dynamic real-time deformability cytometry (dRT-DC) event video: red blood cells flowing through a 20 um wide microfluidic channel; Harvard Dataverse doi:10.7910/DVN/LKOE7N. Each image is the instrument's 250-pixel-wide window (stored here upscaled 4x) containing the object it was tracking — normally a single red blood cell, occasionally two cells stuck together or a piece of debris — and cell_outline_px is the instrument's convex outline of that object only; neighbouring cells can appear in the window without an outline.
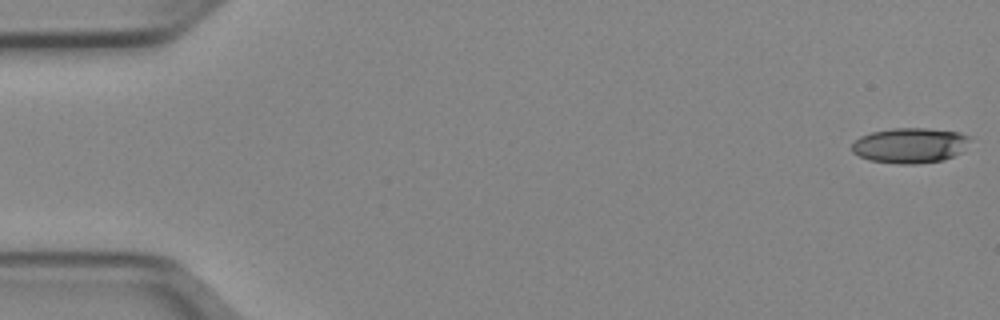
{"species": "Egyptian fruit bat (a non-hibernating species)", "species_latin": "Rousettus aegyptiacus", "temperature_condition": "cold", "stored_images_in_passage": 51, "camera_frame_rate_fps": 3000, "um_per_image_px": 0.085, "animal": {"sex": "female"}, "frame": {"image": 1, "passage_image": 1, "time_ms": 0.0, "image_size_px": [1000, 320], "cell_outline_px": [[972, 136], [960, 152], [952, 156], [940, 160], [916, 164], [900, 164], [868, 160], [852, 152], [852, 144], [860, 136], [872, 132], [892, 128], [928, 128], [960, 132]], "centroid_in_image_um": [77.33, 12.35], "position_along_channel_um": 7.7, "area_um2": 24.16}}
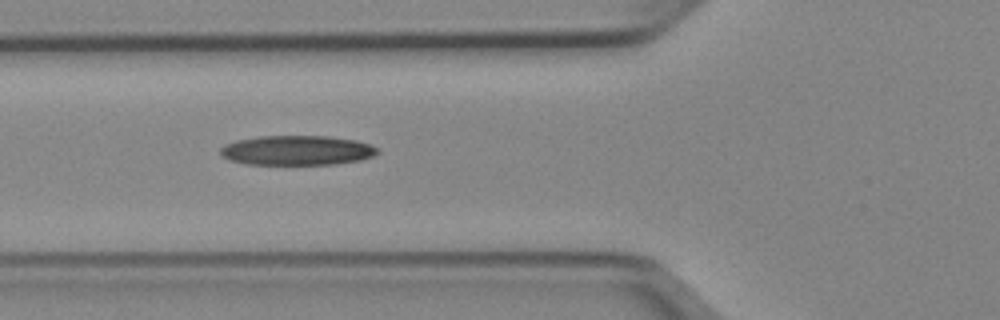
{"frame": {"image": 2, "passage_image": 19, "time_ms": 6.0, "image_size_px": [1000, 320], "cell_outline_px": [[380, 152], [372, 156], [360, 160], [336, 164], [244, 164], [228, 160], [220, 156], [220, 148], [224, 144], [236, 140], [260, 136], [328, 136], [356, 140], [372, 144], [380, 148]], "centroid_in_image_um": [25.24, 12.78], "position_along_channel_um": 100.6, "area_um2": 27.51}}
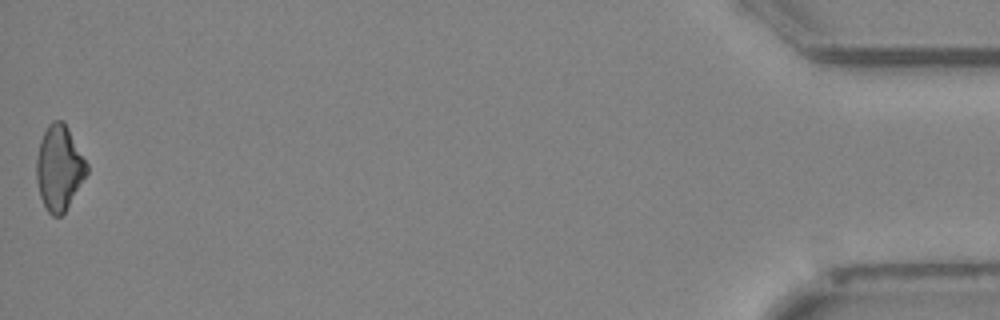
{"frame": {"image": 3, "passage_image": 51, "time_ms": 16.667, "image_size_px": [1000, 320], "cell_outline_px": [[88, 172], [64, 212], [60, 216], [52, 216], [48, 212], [40, 196], [36, 180], [36, 156], [40, 140], [48, 124], [52, 120], [64, 120], [88, 164]], "centroid_in_image_um": [5.02, 14.23], "position_along_channel_um": 430.2, "area_um2": 24.91}}